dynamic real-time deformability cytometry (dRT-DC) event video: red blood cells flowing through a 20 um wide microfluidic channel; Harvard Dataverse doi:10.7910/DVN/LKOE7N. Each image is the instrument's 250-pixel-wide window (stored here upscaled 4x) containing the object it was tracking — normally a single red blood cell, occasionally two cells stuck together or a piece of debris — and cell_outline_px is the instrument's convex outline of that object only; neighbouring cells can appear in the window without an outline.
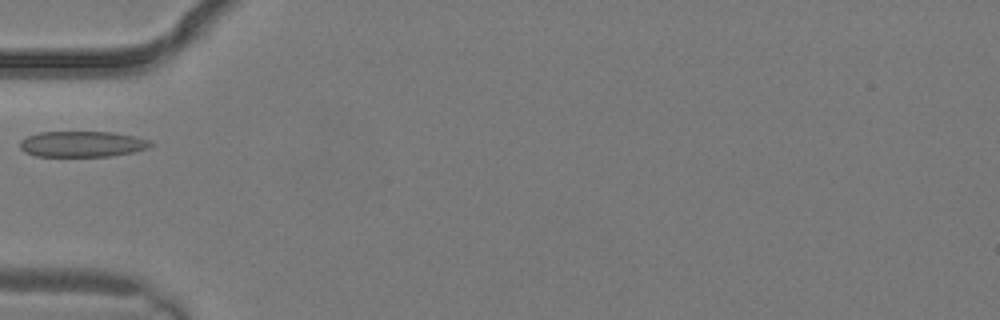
{"species": "common noctule bat (a hibernating species)", "species_latin": "Nyctalus noctula", "temperature_condition": "warm", "stored_images_in_passage": 4, "camera_frame_rate_fps": 3000, "um_per_image_px": 0.085, "animal": {"sex": "male", "body_mass_g": 19.2, "forearm_length_mm": 51.8}, "frame": {"image": 1, "passage_image": 4, "time_ms": 1.0, "image_size_px": [1000, 320], "cell_outline_px": [[156, 144], [148, 148], [132, 152], [112, 156], [36, 156], [24, 152], [20, 148], [20, 140], [28, 136], [40, 132], [112, 132], [132, 136], [148, 140]], "centroid_in_image_um": [6.98, 12.25], "position_along_channel_um": 78.0, "area_um2": 19.59}}